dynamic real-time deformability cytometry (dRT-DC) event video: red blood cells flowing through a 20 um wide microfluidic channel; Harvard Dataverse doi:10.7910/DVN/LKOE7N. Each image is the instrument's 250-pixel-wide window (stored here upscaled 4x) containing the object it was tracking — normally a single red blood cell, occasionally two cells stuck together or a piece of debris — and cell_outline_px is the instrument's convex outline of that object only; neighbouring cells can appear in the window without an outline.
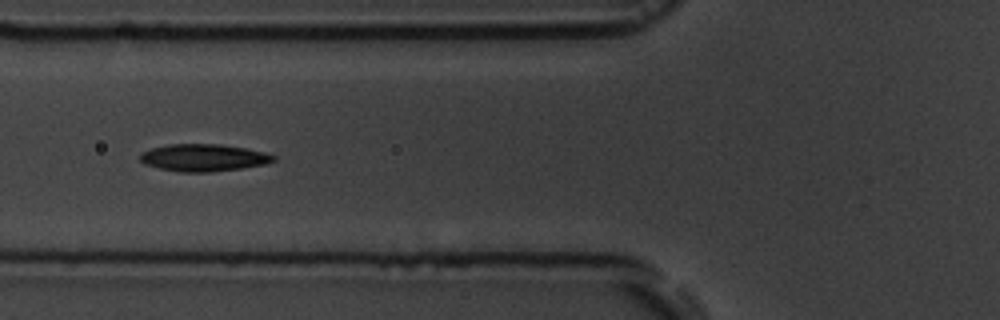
{"species": "common noctule bat (a hibernating species)", "species_latin": "Nyctalus noctula", "temperature_condition": "room temperature", "stored_images_in_passage": 14, "camera_frame_rate_fps": 3000, "um_per_image_px": 0.085, "animal": {"sex": "male", "body_mass_g": 19.5, "forearm_length_mm": 54.6}, "frame": {"image": 1, "passage_image": 5, "time_ms": 5.333, "image_size_px": [1000, 320], "cell_outline_px": [[276, 160], [264, 164], [240, 168], [212, 172], [180, 172], [160, 168], [144, 164], [140, 160], [140, 152], [152, 148], [168, 144], [220, 144], [244, 148], [264, 152], [276, 156]], "centroid_in_image_um": [17.28, 13.4], "position_along_channel_um": 108.5, "area_um2": 21.1}}
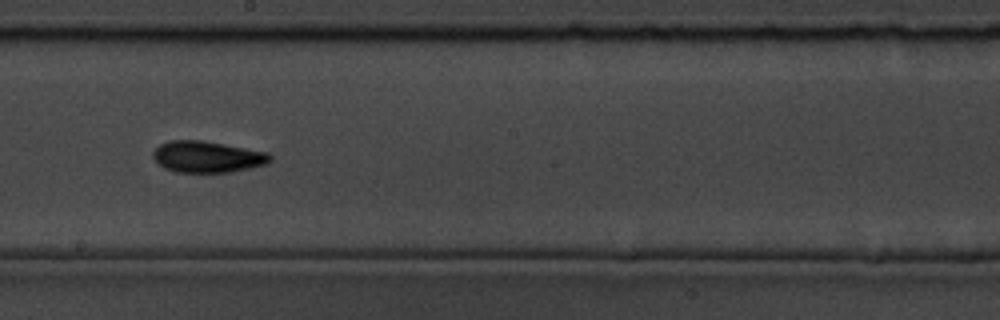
{"frame": {"image": 2, "passage_image": 8, "time_ms": 8.667, "image_size_px": [1000, 320], "cell_outline_px": [[272, 160], [268, 164], [228, 172], [176, 172], [164, 168], [152, 156], [152, 152], [160, 144], [168, 140], [200, 140], [268, 152], [272, 156]], "centroid_in_image_um": [17.62, 13.32], "position_along_channel_um": 230.6, "area_um2": 21.33}}
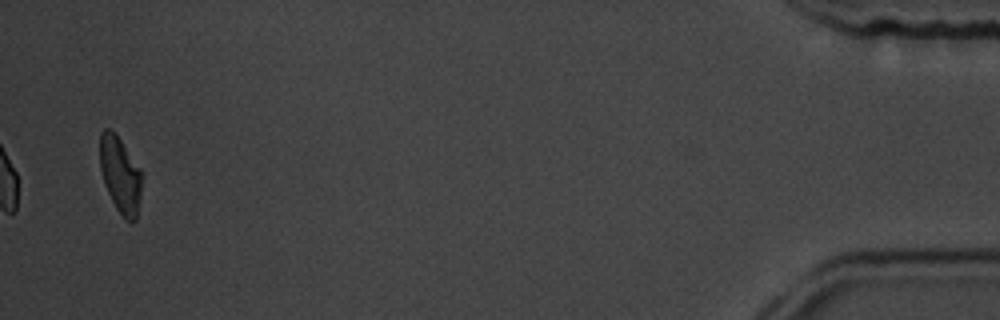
{"frame": {"image": 3, "passage_image": 14, "time_ms": 16.333, "image_size_px": [1000, 320], "cell_outline_px": [[140, 196], [136, 220], [132, 224], [124, 220], [116, 208], [104, 184], [100, 168], [100, 132], [104, 128], [108, 128], [116, 132], [140, 168]], "centroid_in_image_um": [10.2, 14.85], "position_along_channel_um": 425.0, "area_um2": 18.73}, "authors_computed_cell_mechanics": {"area_um2": 20.8947, "velocity_mm_per_s": 3.6663, "shape_relaxation_time_tau1_ms": 4.0134, "shape_relaxation_time_tau2_ms": 2.5158, "deformation_change_tau1": 0.1148, "deformation_change_tau2": 0.073}}